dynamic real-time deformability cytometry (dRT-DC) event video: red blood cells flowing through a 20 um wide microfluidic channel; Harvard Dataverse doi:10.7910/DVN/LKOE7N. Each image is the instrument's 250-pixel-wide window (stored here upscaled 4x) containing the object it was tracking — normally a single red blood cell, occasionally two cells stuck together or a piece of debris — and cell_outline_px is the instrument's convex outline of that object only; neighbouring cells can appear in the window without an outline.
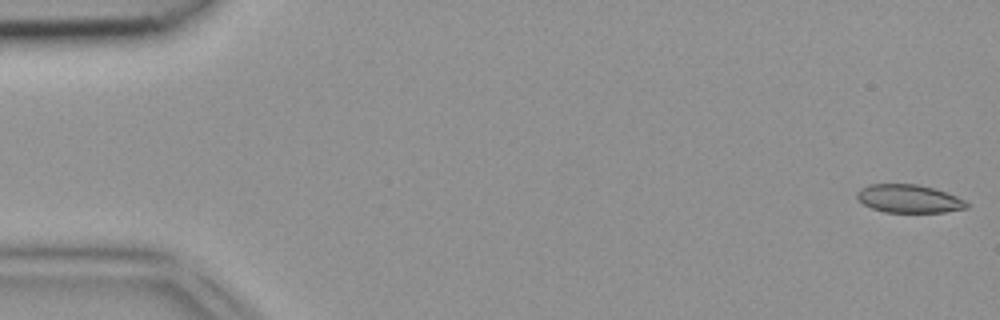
{"species": "common noctule bat (a hibernating species)", "species_latin": "Nyctalus noctula", "temperature_condition": "room temperature", "stored_images_in_passage": 5, "camera_frame_rate_fps": 3000, "um_per_image_px": 0.085, "animal": {"sex": "female", "body_mass_g": 18.4}, "frame": {"image": 1, "passage_image": 1, "time_ms": 0.0, "image_size_px": [1000, 320], "cell_outline_px": [[968, 208], [944, 212], [884, 212], [872, 208], [864, 204], [856, 196], [856, 192], [860, 188], [868, 184], [916, 184], [932, 188], [956, 196], [964, 200], [968, 204]], "centroid_in_image_um": [77.23, 16.89], "position_along_channel_um": 7.8, "area_um2": 17.86}}
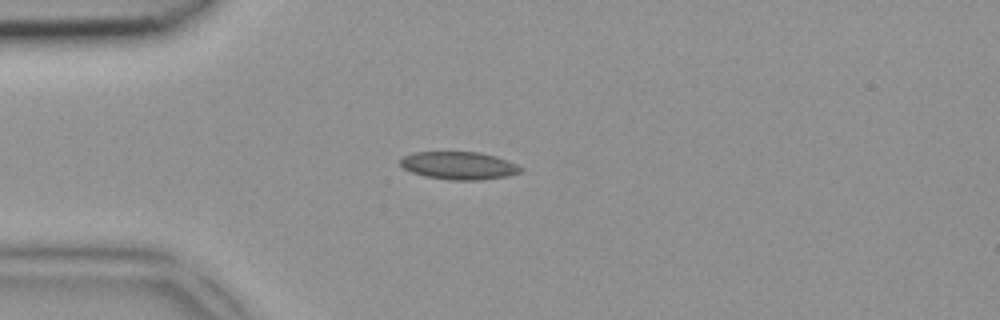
{"frame": {"image": 2, "passage_image": 4, "time_ms": 1.0, "image_size_px": [1000, 320], "cell_outline_px": [[524, 168], [520, 172], [508, 176], [480, 180], [452, 180], [428, 176], [412, 172], [404, 168], [400, 164], [400, 160], [404, 156], [412, 152], [480, 152], [496, 156], [508, 160]], "centroid_in_image_um": [39.04, 14.06], "position_along_channel_um": 46.0, "area_um2": 19.42}}